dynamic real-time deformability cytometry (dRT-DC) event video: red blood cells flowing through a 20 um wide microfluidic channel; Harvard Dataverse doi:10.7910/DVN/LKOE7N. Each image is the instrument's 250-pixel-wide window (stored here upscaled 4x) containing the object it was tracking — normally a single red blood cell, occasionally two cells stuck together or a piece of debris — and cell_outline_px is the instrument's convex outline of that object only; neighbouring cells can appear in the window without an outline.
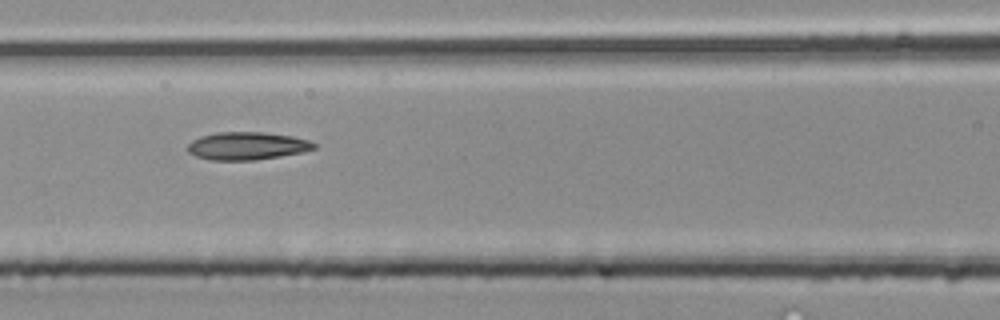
{"species": "common noctule bat (a hibernating species)", "species_latin": "Nyctalus noctula", "temperature_condition": "room temperature", "stored_images_in_passage": 6, "camera_frame_rate_fps": 3000, "um_per_image_px": 0.085, "animal": {"sex": "male", "body_mass_g": 20.4}, "frame": {"image": 1, "passage_image": 6, "time_ms": 1.667, "image_size_px": [1000, 320], "cell_outline_px": [[316, 148], [304, 152], [256, 160], [208, 160], [196, 156], [188, 152], [188, 144], [192, 140], [200, 136], [216, 132], [264, 132], [292, 136], [312, 140], [316, 144]], "centroid_in_image_um": [21.02, 12.4], "position_along_channel_um": 145.6, "area_um2": 20.69}}